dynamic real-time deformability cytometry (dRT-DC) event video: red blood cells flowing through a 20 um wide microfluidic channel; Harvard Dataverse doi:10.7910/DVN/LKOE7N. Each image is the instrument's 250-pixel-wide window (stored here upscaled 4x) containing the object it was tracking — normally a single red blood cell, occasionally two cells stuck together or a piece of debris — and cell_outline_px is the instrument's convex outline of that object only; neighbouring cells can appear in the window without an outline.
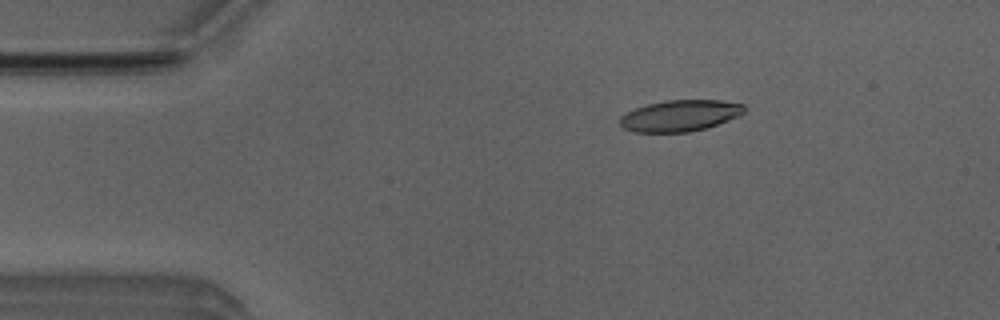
{"species": "Egyptian fruit bat (a non-hibernating species)", "species_latin": "Rousettus aegyptiacus", "temperature_condition": "room temperature", "stored_images_in_passage": 50, "camera_frame_rate_fps": 3000, "um_per_image_px": 0.085, "animal": {"sex": "male"}, "frame": {"image": 1, "passage_image": 7, "time_ms": 2.0, "image_size_px": [1000, 320], "cell_outline_px": [[744, 112], [740, 116], [704, 128], [688, 132], [632, 132], [624, 128], [620, 124], [620, 116], [636, 108], [648, 104], [664, 100], [720, 100], [744, 104]], "centroid_in_image_um": [57.79, 9.83], "position_along_channel_um": 27.2, "area_um2": 22.54}}
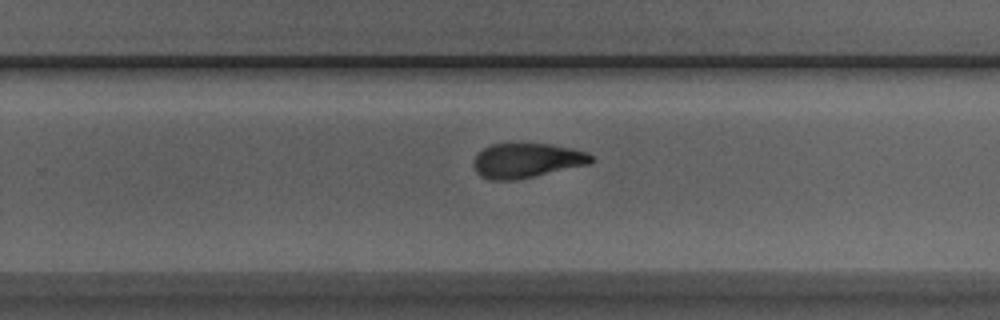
{"frame": {"image": 2, "passage_image": 31, "time_ms": 10.0, "image_size_px": [1000, 320], "cell_outline_px": [[592, 160], [588, 164], [516, 180], [492, 180], [480, 176], [476, 172], [472, 164], [476, 156], [484, 148], [492, 144], [548, 144], [588, 152], [592, 156]], "centroid_in_image_um": [44.73, 13.65], "position_along_channel_um": 285.1, "area_um2": 23.35}}
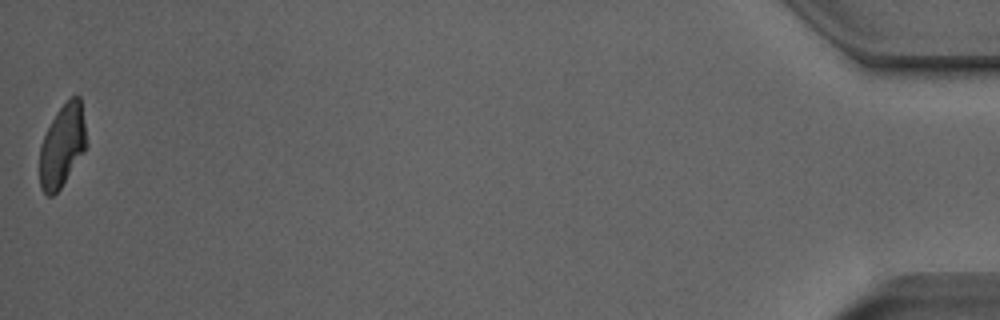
{"frame": {"image": 3, "passage_image": 50, "time_ms": 16.333, "image_size_px": [1000, 320], "cell_outline_px": [[88, 144], [84, 152], [60, 188], [52, 196], [48, 196], [40, 188], [40, 144], [56, 112], [72, 96], [80, 96]], "centroid_in_image_um": [5.3, 12.39], "position_along_channel_um": 429.9, "area_um2": 22.31}, "authors_computed_cell_mechanics": {"area_um2": 24.0737, "velocity_mm_per_s": 3.9347, "shape_relaxation_time_tau1_ms": 3.9474, "shape_relaxation_time_tau2_ms": 4.0729, "deformation_change_tau1": 0.1627, "deformation_change_tau2": 0.0874}}